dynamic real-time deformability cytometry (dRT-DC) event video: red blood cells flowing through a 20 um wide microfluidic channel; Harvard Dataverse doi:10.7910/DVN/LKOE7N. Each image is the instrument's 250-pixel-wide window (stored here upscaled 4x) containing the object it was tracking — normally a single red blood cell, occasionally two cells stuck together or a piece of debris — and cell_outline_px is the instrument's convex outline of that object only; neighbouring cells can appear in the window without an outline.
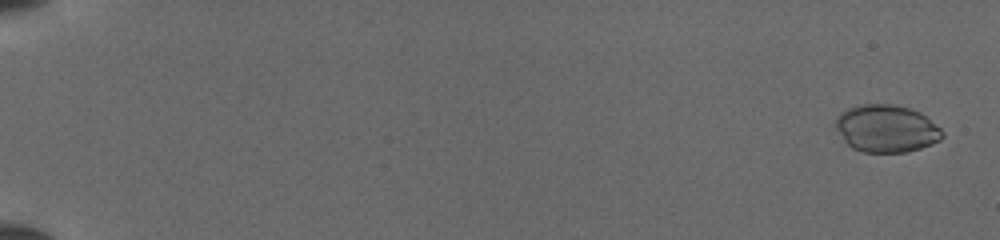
{"species": "common noctule bat (a hibernating species)", "species_latin": "Nyctalus noctula", "temperature_condition": "cold", "stored_images_in_passage": 51, "camera_frame_rate_fps": 3000, "um_per_image_px": 0.085, "animal": {"sex": "female", "body_mass_g": 19.5, "forearm_length_mm": 54.1}, "frame": {"image": 1, "passage_image": 2, "time_ms": 0.333, "image_size_px": [1000, 240], "cell_outline_px": [[944, 136], [940, 140], [932, 144], [908, 152], [864, 152], [852, 148], [844, 140], [836, 128], [836, 116], [840, 112], [848, 108], [860, 104], [896, 104], [912, 108], [920, 112], [940, 128], [944, 132]], "centroid_in_image_um": [75.35, 10.91], "position_along_channel_um": 9.6, "area_um2": 29.65}}
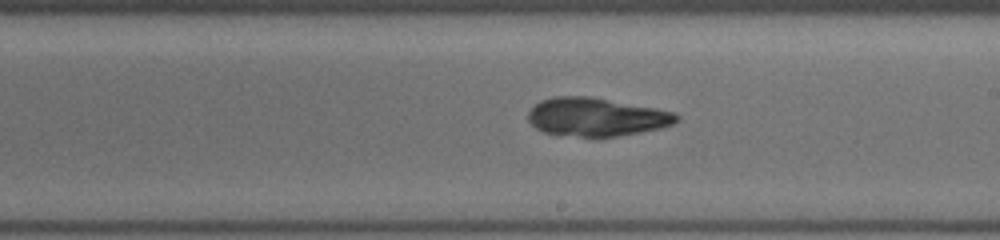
{"frame": {"image": 2, "passage_image": 32, "time_ms": 10.333, "image_size_px": [1000, 240], "cell_outline_px": [[680, 120], [672, 124], [660, 128], [640, 132], [592, 140], [544, 132], [536, 128], [528, 120], [528, 112], [540, 100], [552, 96], [592, 96], [656, 108], [676, 112], [680, 116]], "centroid_in_image_um": [50.69, 9.96], "position_along_channel_um": 238.3, "area_um2": 33.99}}
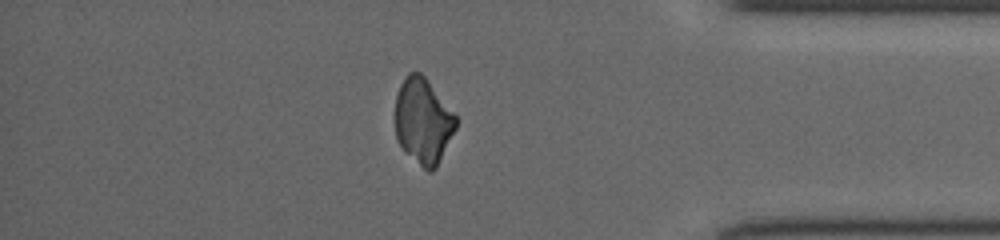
{"frame": {"image": 3, "passage_image": 45, "time_ms": 14.667, "image_size_px": [1000, 240], "cell_outline_px": [[456, 128], [436, 168], [432, 172], [428, 172], [404, 152], [396, 140], [396, 96], [400, 84], [404, 76], [408, 72], [420, 72], [428, 80], [456, 116]], "centroid_in_image_um": [35.94, 10.3], "position_along_channel_um": 399.3, "area_um2": 30.29}}